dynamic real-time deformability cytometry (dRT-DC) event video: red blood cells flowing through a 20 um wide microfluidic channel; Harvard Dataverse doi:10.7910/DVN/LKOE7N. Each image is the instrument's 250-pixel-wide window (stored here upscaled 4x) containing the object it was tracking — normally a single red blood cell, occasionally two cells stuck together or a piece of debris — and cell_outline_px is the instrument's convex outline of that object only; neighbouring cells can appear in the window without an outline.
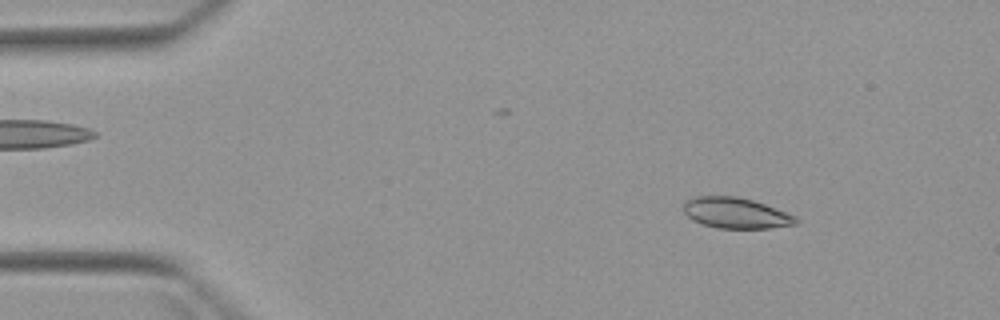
{"species": "Egyptian fruit bat (a non-hibernating species)", "species_latin": "Rousettus aegyptiacus", "temperature_condition": "warm", "stored_images_in_passage": 4, "camera_frame_rate_fps": 3000, "um_per_image_px": 0.085, "animal": {"sex": "female"}, "frame": {"image": 1, "passage_image": 1, "time_ms": 0.0, "image_size_px": [1000, 320], "cell_outline_px": [[800, 220], [796, 224], [772, 228], [716, 228], [692, 220], [684, 212], [684, 200], [692, 196], [736, 196], [752, 200], [788, 212], [796, 216]], "centroid_in_image_um": [62.55, 18.1], "position_along_channel_um": 22.4, "area_um2": 20.29}}
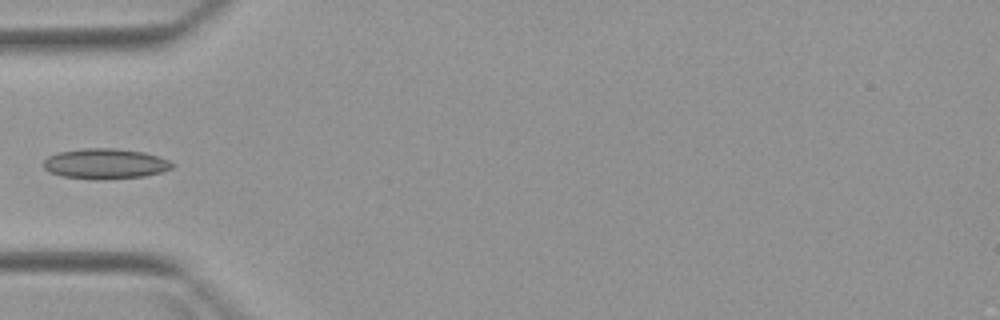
{"frame": {"image": 2, "passage_image": 3, "time_ms": 3.333, "image_size_px": [1000, 320], "cell_outline_px": [[176, 164], [172, 168], [160, 172], [144, 176], [96, 180], [60, 176], [48, 172], [44, 168], [44, 160], [48, 156], [60, 152], [80, 148], [116, 148], [144, 152], [168, 160]], "centroid_in_image_um": [8.92, 13.92], "position_along_channel_um": 76.1, "area_um2": 22.83}}
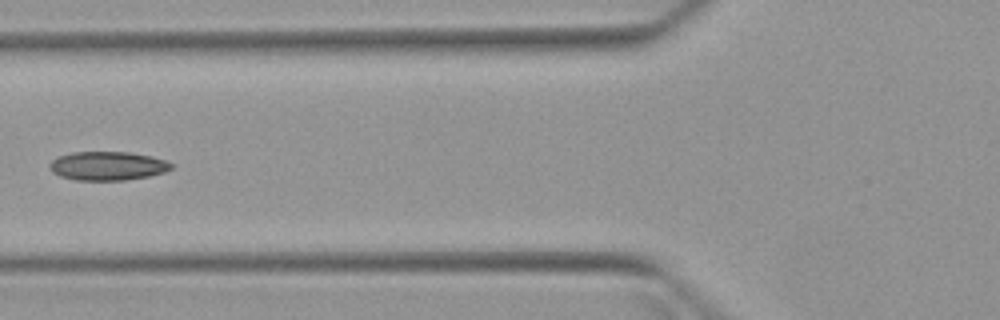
{"frame": {"image": 3, "passage_image": 4, "time_ms": 4.333, "image_size_px": [1000, 320], "cell_outline_px": [[172, 168], [164, 172], [148, 176], [124, 180], [76, 180], [60, 176], [52, 172], [48, 164], [56, 156], [72, 152], [128, 152], [152, 156], [164, 160], [172, 164]], "centroid_in_image_um": [9.1, 14.09], "position_along_channel_um": 116.7, "area_um2": 20.4}}